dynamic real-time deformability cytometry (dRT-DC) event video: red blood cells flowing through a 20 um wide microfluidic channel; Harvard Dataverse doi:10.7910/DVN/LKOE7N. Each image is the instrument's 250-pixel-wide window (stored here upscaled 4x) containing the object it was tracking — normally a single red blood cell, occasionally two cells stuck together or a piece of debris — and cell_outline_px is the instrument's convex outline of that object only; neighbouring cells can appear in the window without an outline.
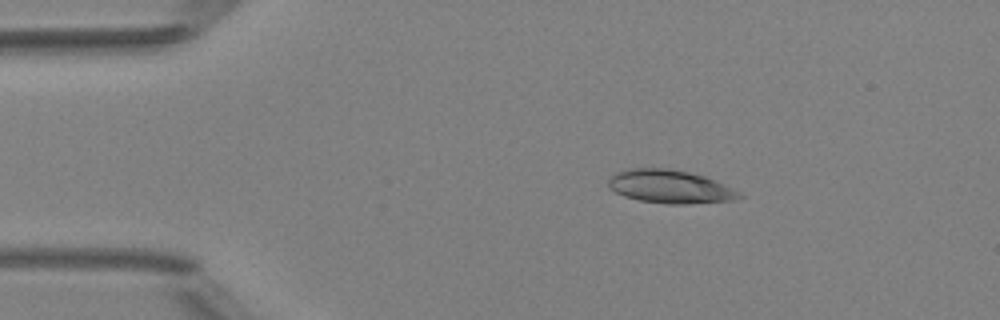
{"species": "Egyptian fruit bat (a non-hibernating species)", "species_latin": "Rousettus aegyptiacus", "temperature_condition": "room temperature", "stored_images_in_passage": 5, "camera_frame_rate_fps": 3000, "um_per_image_px": 0.085, "animal": {"sex": "female"}, "frame": {"image": 1, "passage_image": 1, "time_ms": 0.0, "image_size_px": [1000, 320], "cell_outline_px": [[744, 196], [732, 200], [684, 204], [668, 204], [640, 200], [624, 196], [608, 188], [608, 180], [616, 172], [628, 168], [668, 168], [688, 172], [704, 176], [740, 192]], "centroid_in_image_um": [56.91, 15.86], "position_along_channel_um": 28.1, "area_um2": 25.14}}
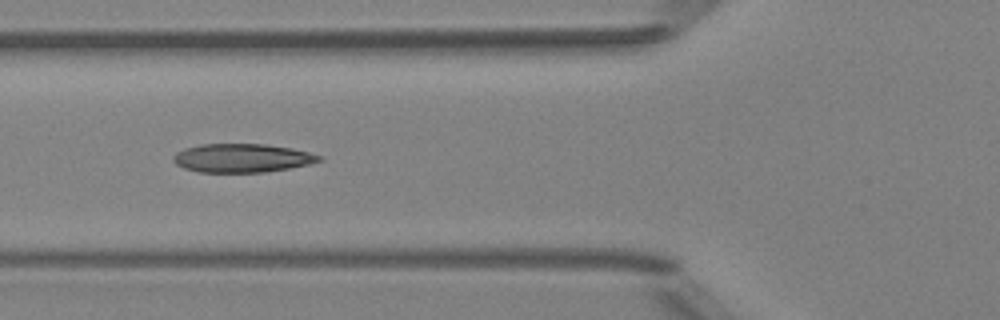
{"frame": {"image": 2, "passage_image": 4, "time_ms": 3.333, "image_size_px": [1000, 320], "cell_outline_px": [[324, 160], [308, 164], [288, 168], [264, 172], [200, 172], [184, 168], [176, 164], [172, 160], [172, 156], [176, 152], [184, 148], [200, 144], [264, 144], [292, 148], [324, 156]], "centroid_in_image_um": [20.57, 13.43], "position_along_channel_um": 105.2, "area_um2": 24.39}}
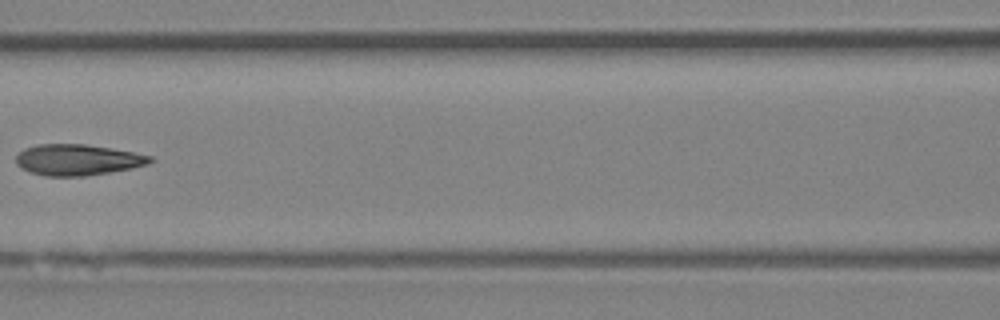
{"frame": {"image": 3, "passage_image": 5, "time_ms": 4.667, "image_size_px": [1000, 320], "cell_outline_px": [[156, 160], [148, 164], [132, 168], [84, 176], [44, 176], [32, 172], [16, 164], [16, 156], [24, 148], [36, 144], [84, 144], [112, 148], [152, 156]], "centroid_in_image_um": [6.61, 13.57], "position_along_channel_um": 160.0, "area_um2": 24.16}}